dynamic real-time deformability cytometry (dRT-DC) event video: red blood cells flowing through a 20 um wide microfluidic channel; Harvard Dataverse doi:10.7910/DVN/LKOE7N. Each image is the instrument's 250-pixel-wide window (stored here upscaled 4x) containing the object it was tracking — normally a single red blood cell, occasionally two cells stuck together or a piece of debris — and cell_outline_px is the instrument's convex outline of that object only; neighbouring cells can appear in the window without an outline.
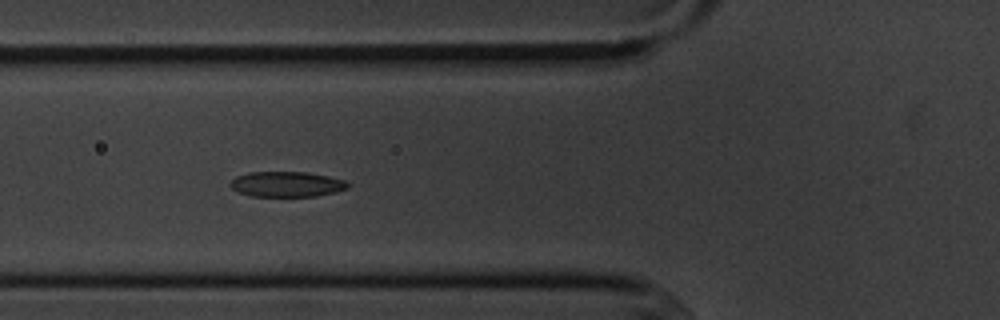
{"species": "common noctule bat (a hibernating species)", "species_latin": "Nyctalus noctula", "temperature_condition": "cold", "stored_images_in_passage": 12, "segment_of_instrument_passage": [1, 2], "camera_frame_rate_fps": 3000, "um_per_image_px": 0.085, "animal": {"sex": "male", "body_mass_g": 20.1, "forearm_length_mm": 53.5}, "frame": {"image": 1, "passage_image": 2, "time_ms": 1.0, "image_size_px": [1000, 320], "cell_outline_px": [[348, 188], [336, 192], [316, 196], [248, 196], [236, 192], [228, 184], [236, 176], [248, 172], [308, 172], [348, 180]], "centroid_in_image_um": [24.36, 15.65], "position_along_channel_um": 101.4, "area_um2": 17.57}}
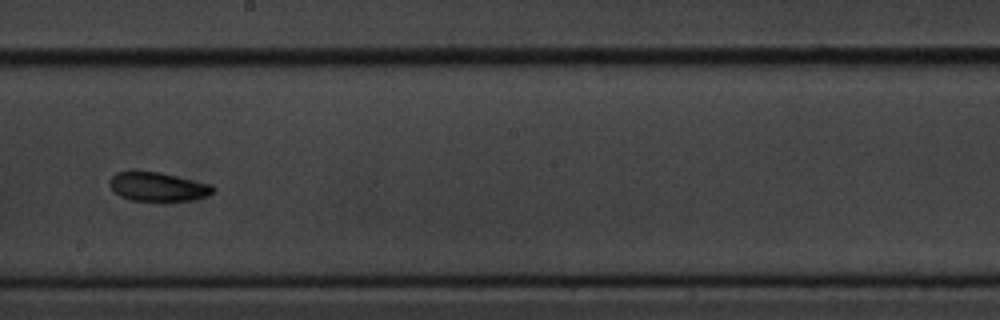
{"frame": {"image": 2, "passage_image": 5, "time_ms": 4.667, "image_size_px": [1000, 320], "cell_outline_px": [[216, 192], [208, 196], [192, 200], [168, 204], [156, 204], [132, 200], [120, 196], [108, 184], [108, 180], [116, 172], [160, 172], [212, 184], [216, 188]], "centroid_in_image_um": [13.49, 15.94], "position_along_channel_um": 234.7, "area_um2": 18.38}}
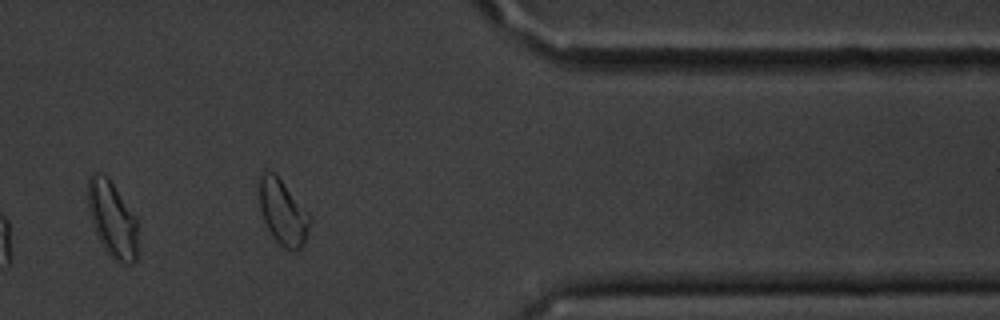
{"frame": {"image": 3, "passage_image": 9, "time_ms": 9.333, "image_size_px": [1000, 320], "cell_outline_px": [[136, 260], [132, 264], [120, 264], [104, 248], [96, 232], [88, 208], [88, 176], [92, 172], [96, 172], [108, 176], [136, 216]], "centroid_in_image_um": [9.54, 18.59], "position_along_channel_um": 401.9, "area_um2": 21.91}}